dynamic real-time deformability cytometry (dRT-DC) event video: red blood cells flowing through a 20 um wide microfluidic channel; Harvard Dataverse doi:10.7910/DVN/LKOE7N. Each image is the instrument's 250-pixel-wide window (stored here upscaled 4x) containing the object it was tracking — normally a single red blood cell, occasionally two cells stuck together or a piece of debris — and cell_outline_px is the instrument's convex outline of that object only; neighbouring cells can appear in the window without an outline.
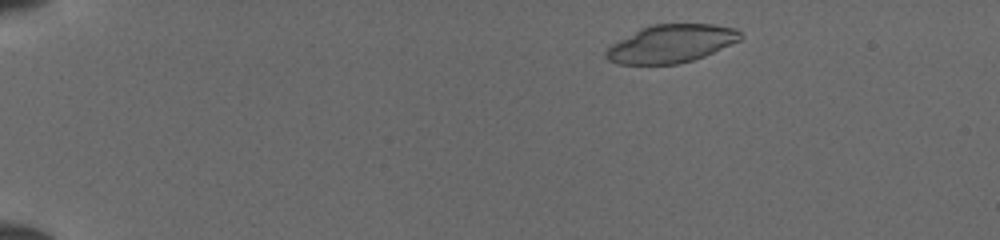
{"species": "common noctule bat (a hibernating species)", "species_latin": "Nyctalus noctula", "temperature_condition": "cold", "stored_images_in_passage": 45, "camera_frame_rate_fps": 3000, "um_per_image_px": 0.085, "animal": {"sex": "female", "body_mass_g": 19.5, "forearm_length_mm": 54.1}, "frame": {"image": 1, "passage_image": 4, "time_ms": 1.0, "image_size_px": [1000, 240], "cell_outline_px": [[744, 36], [740, 40], [704, 56], [692, 60], [676, 64], [616, 64], [608, 60], [604, 56], [604, 52], [612, 44], [640, 28], [652, 24], [712, 24], [736, 28]], "centroid_in_image_um": [57.04, 3.71], "position_along_channel_um": 28.0, "area_um2": 29.71}}